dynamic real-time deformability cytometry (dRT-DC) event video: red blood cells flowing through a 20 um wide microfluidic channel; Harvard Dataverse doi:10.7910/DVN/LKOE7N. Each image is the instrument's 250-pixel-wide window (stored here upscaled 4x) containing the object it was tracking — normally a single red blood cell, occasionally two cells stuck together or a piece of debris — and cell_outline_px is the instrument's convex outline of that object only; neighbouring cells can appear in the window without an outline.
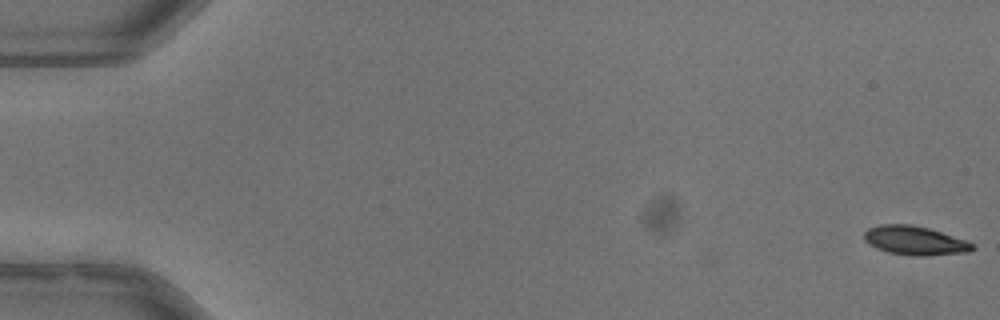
{"species": "common noctule bat (a hibernating species)", "species_latin": "Nyctalus noctula", "temperature_condition": "warm", "stored_images_in_passage": 53, "camera_frame_rate_fps": 3000, "um_per_image_px": 0.085, "animal": {"sex": "male", "body_mass_g": 13.3}, "frame": {"image": 1, "passage_image": 1, "time_ms": 0.0, "image_size_px": [1000, 320], "cell_outline_px": [[976, 248], [968, 252], [924, 256], [920, 256], [888, 252], [876, 248], [868, 244], [864, 240], [864, 232], [868, 228], [880, 224], [912, 224], [928, 228], [976, 244]], "centroid_in_image_um": [77.74, 20.44], "position_along_channel_um": 7.3, "area_um2": 18.21}}
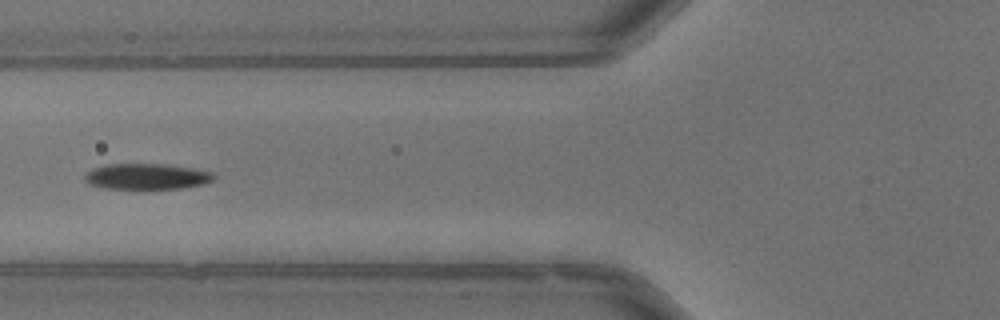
{"frame": {"image": 2, "passage_image": 22, "time_ms": 7.0, "image_size_px": [1000, 320], "cell_outline_px": [[216, 176], [212, 180], [204, 184], [180, 188], [104, 188], [88, 184], [84, 180], [84, 176], [92, 168], [104, 164], [164, 164], [192, 168], [212, 172]], "centroid_in_image_um": [12.44, 14.99], "position_along_channel_um": 113.4, "area_um2": 19.31}}
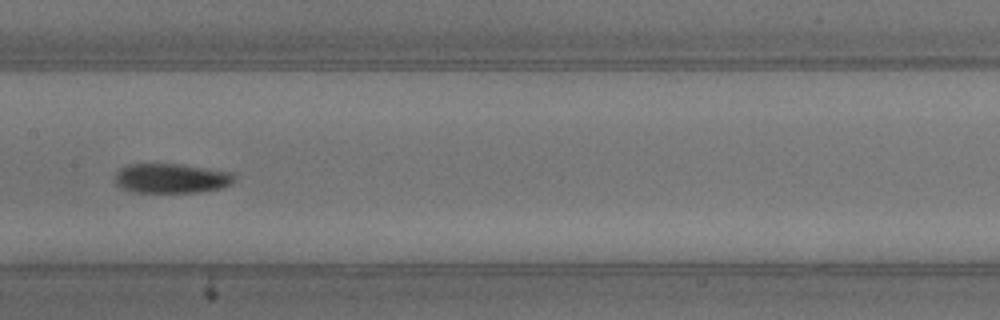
{"frame": {"image": 3, "passage_image": 28, "time_ms": 9.0, "image_size_px": [1000, 320], "cell_outline_px": [[236, 180], [232, 184], [220, 188], [200, 192], [132, 192], [116, 184], [116, 172], [120, 168], [128, 164], [180, 164], [232, 172]], "centroid_in_image_um": [14.59, 15.15], "position_along_channel_um": 192.8, "area_um2": 20.58}, "authors_computed_cell_mechanics": {"area_um2": 19.7098, "velocity_mm_per_s": 3.9586, "shape_relaxation_time_tau1_ms": 3.8176, "shape_relaxation_time_tau2_ms": 3.4715, "deformation_change_tau1": 0.1554, "deformation_change_tau2": 0.0849}}